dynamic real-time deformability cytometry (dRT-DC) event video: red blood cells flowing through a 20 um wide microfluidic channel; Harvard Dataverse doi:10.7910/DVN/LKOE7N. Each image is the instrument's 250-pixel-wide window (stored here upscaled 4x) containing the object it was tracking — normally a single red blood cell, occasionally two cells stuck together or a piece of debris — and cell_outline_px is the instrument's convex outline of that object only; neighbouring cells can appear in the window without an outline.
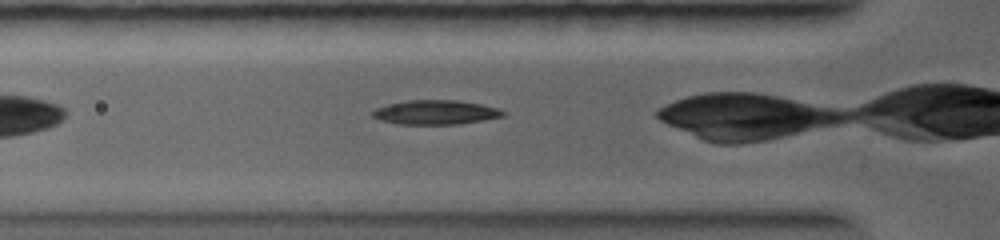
{"species": "common noctule bat (a hibernating species)", "species_latin": "Nyctalus noctula", "temperature_condition": "warm", "stored_images_in_passage": 2, "camera_frame_rate_fps": 5000, "um_per_image_px": 0.085, "animal": {"sex": "female", "body_mass_g": 19.0, "forearm_length_mm": 56.7}, "frame": {"image": 1, "passage_image": 2, "time_ms": 0.6, "image_size_px": [1000, 240], "cell_outline_px": [[508, 112], [504, 116], [484, 120], [460, 124], [396, 124], [380, 120], [372, 116], [372, 112], [376, 108], [388, 104], [408, 100], [456, 100], [480, 104], [500, 108]], "centroid_in_image_um": [37.06, 9.55], "position_along_channel_um": 88.7, "area_um2": 18.61}}